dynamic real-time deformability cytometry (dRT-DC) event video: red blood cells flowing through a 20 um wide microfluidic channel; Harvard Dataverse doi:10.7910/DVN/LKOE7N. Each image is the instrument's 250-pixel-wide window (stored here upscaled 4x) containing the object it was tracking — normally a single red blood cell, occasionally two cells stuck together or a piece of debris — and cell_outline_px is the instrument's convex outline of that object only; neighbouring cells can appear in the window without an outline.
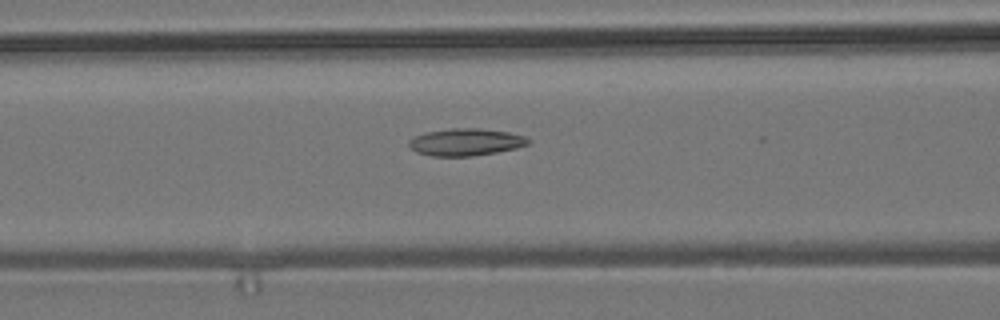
{"species": "common noctule bat (a hibernating species)", "species_latin": "Nyctalus noctula", "temperature_condition": "room temperature", "stored_images_in_passage": 26, "camera_frame_rate_fps": 3000, "um_per_image_px": 0.085, "animal": {"sex": "male", "body_mass_g": 19.2, "forearm_length_mm": 51.8}, "frame": {"image": 1, "passage_image": 22, "time_ms": 7.0, "image_size_px": [1000, 320], "cell_outline_px": [[532, 140], [528, 144], [516, 148], [496, 152], [472, 156], [432, 156], [416, 152], [408, 144], [408, 140], [424, 132], [452, 128], [480, 128], [508, 132], [524, 136]], "centroid_in_image_um": [39.58, 12.07], "position_along_channel_um": 127.0, "area_um2": 18.9}}
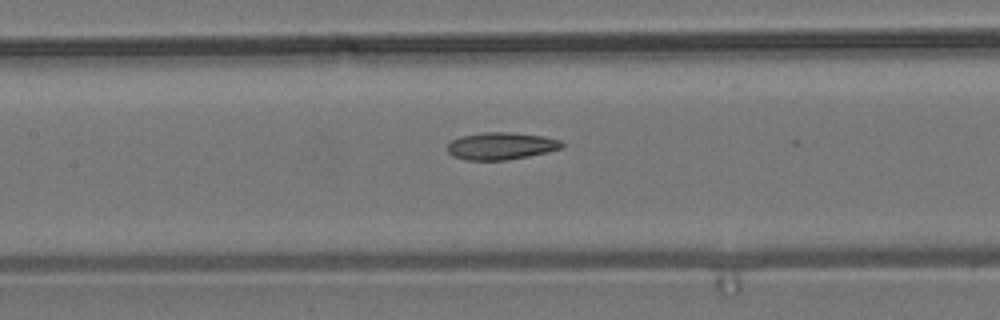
{"frame": {"image": 2, "passage_image": 25, "time_ms": 8.0, "image_size_px": [1000, 320], "cell_outline_px": [[564, 148], [548, 152], [528, 156], [504, 160], [464, 160], [452, 156], [448, 152], [448, 144], [452, 140], [460, 136], [484, 132], [512, 132], [544, 136], [560, 140], [564, 144]], "centroid_in_image_um": [42.6, 12.4], "position_along_channel_um": 164.8, "area_um2": 18.32}}